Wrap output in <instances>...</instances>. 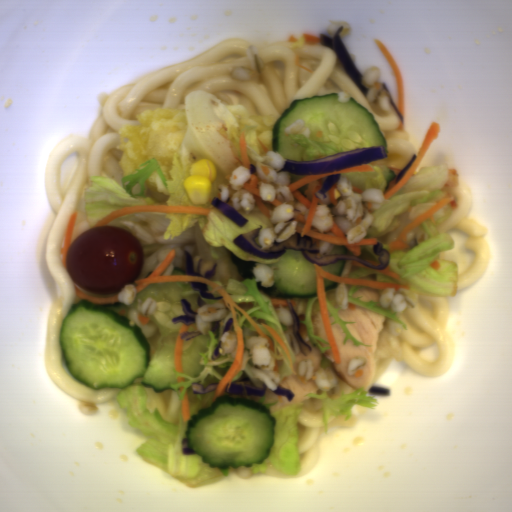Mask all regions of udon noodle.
Here are the masks:
<instances>
[{"label": "udon noodle", "instance_id": "udon-noodle-1", "mask_svg": "<svg viewBox=\"0 0 512 512\" xmlns=\"http://www.w3.org/2000/svg\"><path fill=\"white\" fill-rule=\"evenodd\" d=\"M254 46L264 69L248 81L231 76L235 67H250L249 50ZM195 90H208L227 104L246 106L252 115L280 116L293 100L337 93L341 102L352 97L367 109L383 134L388 152L366 165L380 167L387 181L398 184L413 165L418 152L403 128L398 112L389 104L381 111L370 103L333 49L320 43H267L245 39L228 40L207 51L154 71L110 91L104 98L91 135L68 134L55 146L45 178L47 199L56 214L51 225L44 259L58 294L53 302L46 333L44 365L56 386L76 401L101 405L118 398L120 388L93 389L76 380L63 355L60 333L73 304L81 299L75 287L98 297L115 293L86 292L62 264V246L67 223L78 212L70 243L91 229L85 193L91 176L117 181L124 190L119 161L124 151L116 147L123 126H139L137 113L149 110L183 109L184 97Z\"/></svg>", "mask_w": 512, "mask_h": 512}, {"label": "udon noodle", "instance_id": "udon-noodle-2", "mask_svg": "<svg viewBox=\"0 0 512 512\" xmlns=\"http://www.w3.org/2000/svg\"><path fill=\"white\" fill-rule=\"evenodd\" d=\"M281 322L287 326L284 331L292 352L296 356L294 372L278 383H274L267 374L258 366L254 365L252 359L248 361L244 369H241L229 382L249 385L256 388H262L263 384L267 387L264 396H253L246 394H231L224 391L225 395L241 397L256 401L274 411L286 405L296 402H303L301 413L297 419V439L300 455V464L297 474L281 473H253L250 467H239L234 469L236 476L241 478L267 477L281 479H296L309 473L315 464L321 458L317 447V439L325 433L321 413L317 412L321 408L319 400L304 398L309 393L322 394L323 390L319 388L314 379L305 381L299 375V362L311 359L313 372L321 368L322 355L315 344L312 342L306 326L300 323L299 332L303 340L311 347V353L306 356L293 334V324L295 322L291 311L287 306H274Z\"/></svg>", "mask_w": 512, "mask_h": 512}, {"label": "udon noodle", "instance_id": "udon-noodle-3", "mask_svg": "<svg viewBox=\"0 0 512 512\" xmlns=\"http://www.w3.org/2000/svg\"><path fill=\"white\" fill-rule=\"evenodd\" d=\"M415 308L397 312L406 330L385 315L376 340L373 387L392 361L406 362L409 369L423 377L445 375L454 358L453 339L446 325L450 306L446 296L415 295Z\"/></svg>", "mask_w": 512, "mask_h": 512}, {"label": "udon noodle", "instance_id": "udon-noodle-4", "mask_svg": "<svg viewBox=\"0 0 512 512\" xmlns=\"http://www.w3.org/2000/svg\"><path fill=\"white\" fill-rule=\"evenodd\" d=\"M447 192L455 199L456 208H453L449 217L439 224L438 233H447L452 230L463 231L468 234L465 242L467 248L473 249L472 263L457 276V291H461L477 285L485 275L490 262V246L485 238L486 226L469 218L473 207V194L463 181L457 167L447 165V176L442 191L435 200L415 204L407 212L398 215L401 220L400 226L390 234L376 238V242L382 243L383 249L389 250L390 243L398 239L403 228L446 198Z\"/></svg>", "mask_w": 512, "mask_h": 512}, {"label": "udon noodle", "instance_id": "udon-noodle-5", "mask_svg": "<svg viewBox=\"0 0 512 512\" xmlns=\"http://www.w3.org/2000/svg\"><path fill=\"white\" fill-rule=\"evenodd\" d=\"M147 395L149 411L157 408L161 417L172 423L179 424V415L183 409L182 401L173 388H167L162 393H156L153 388L143 386Z\"/></svg>", "mask_w": 512, "mask_h": 512}, {"label": "udon noodle", "instance_id": "udon-noodle-6", "mask_svg": "<svg viewBox=\"0 0 512 512\" xmlns=\"http://www.w3.org/2000/svg\"><path fill=\"white\" fill-rule=\"evenodd\" d=\"M194 388L187 392L190 415L196 414L201 408L211 406L216 389H211L207 393H193Z\"/></svg>", "mask_w": 512, "mask_h": 512}, {"label": "udon noodle", "instance_id": "udon-noodle-7", "mask_svg": "<svg viewBox=\"0 0 512 512\" xmlns=\"http://www.w3.org/2000/svg\"><path fill=\"white\" fill-rule=\"evenodd\" d=\"M430 234L423 228V223L417 228L407 232L406 239L404 242L409 244L410 248L415 247L418 244L424 242L430 238Z\"/></svg>", "mask_w": 512, "mask_h": 512}, {"label": "udon noodle", "instance_id": "udon-noodle-8", "mask_svg": "<svg viewBox=\"0 0 512 512\" xmlns=\"http://www.w3.org/2000/svg\"><path fill=\"white\" fill-rule=\"evenodd\" d=\"M356 421V415L352 411V416L349 420H347L346 416L342 418H335L332 414L329 416L328 420V430L329 429H348L353 426Z\"/></svg>", "mask_w": 512, "mask_h": 512}, {"label": "udon noodle", "instance_id": "udon-noodle-9", "mask_svg": "<svg viewBox=\"0 0 512 512\" xmlns=\"http://www.w3.org/2000/svg\"><path fill=\"white\" fill-rule=\"evenodd\" d=\"M291 306L297 315L300 322H304L305 320V314L308 304V298L307 299H290Z\"/></svg>", "mask_w": 512, "mask_h": 512}, {"label": "udon noodle", "instance_id": "udon-noodle-10", "mask_svg": "<svg viewBox=\"0 0 512 512\" xmlns=\"http://www.w3.org/2000/svg\"><path fill=\"white\" fill-rule=\"evenodd\" d=\"M337 380H338V383H337L336 387L334 389L330 390V391H326L328 396H329V398H336L337 399V398H339L343 394L344 391L347 394L350 393V392L355 391L352 386L348 385L347 383L341 381L338 378H337Z\"/></svg>", "mask_w": 512, "mask_h": 512}, {"label": "udon noodle", "instance_id": "udon-noodle-11", "mask_svg": "<svg viewBox=\"0 0 512 512\" xmlns=\"http://www.w3.org/2000/svg\"><path fill=\"white\" fill-rule=\"evenodd\" d=\"M243 310H251L254 306L252 303H237Z\"/></svg>", "mask_w": 512, "mask_h": 512}]
</instances>
